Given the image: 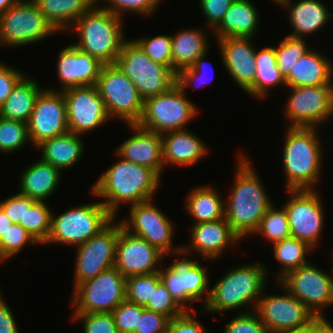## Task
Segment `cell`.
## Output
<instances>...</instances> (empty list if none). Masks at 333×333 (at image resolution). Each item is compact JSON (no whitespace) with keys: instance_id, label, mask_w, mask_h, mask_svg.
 I'll use <instances>...</instances> for the list:
<instances>
[{"instance_id":"39","label":"cell","mask_w":333,"mask_h":333,"mask_svg":"<svg viewBox=\"0 0 333 333\" xmlns=\"http://www.w3.org/2000/svg\"><path fill=\"white\" fill-rule=\"evenodd\" d=\"M252 235H261L263 238H267L271 244L290 237L291 233L285 207L282 205L280 209H277L273 203L267 209L257 230Z\"/></svg>"},{"instance_id":"49","label":"cell","mask_w":333,"mask_h":333,"mask_svg":"<svg viewBox=\"0 0 333 333\" xmlns=\"http://www.w3.org/2000/svg\"><path fill=\"white\" fill-rule=\"evenodd\" d=\"M71 319H81L82 333H119L112 313L72 314Z\"/></svg>"},{"instance_id":"58","label":"cell","mask_w":333,"mask_h":333,"mask_svg":"<svg viewBox=\"0 0 333 333\" xmlns=\"http://www.w3.org/2000/svg\"><path fill=\"white\" fill-rule=\"evenodd\" d=\"M19 0H0V17L11 6L16 4Z\"/></svg>"},{"instance_id":"18","label":"cell","mask_w":333,"mask_h":333,"mask_svg":"<svg viewBox=\"0 0 333 333\" xmlns=\"http://www.w3.org/2000/svg\"><path fill=\"white\" fill-rule=\"evenodd\" d=\"M115 220L118 219L114 218L97 235L76 246L73 289L78 284L114 267L120 221Z\"/></svg>"},{"instance_id":"33","label":"cell","mask_w":333,"mask_h":333,"mask_svg":"<svg viewBox=\"0 0 333 333\" xmlns=\"http://www.w3.org/2000/svg\"><path fill=\"white\" fill-rule=\"evenodd\" d=\"M185 200V210L194 219L193 224L225 218V200L211 185L190 189Z\"/></svg>"},{"instance_id":"54","label":"cell","mask_w":333,"mask_h":333,"mask_svg":"<svg viewBox=\"0 0 333 333\" xmlns=\"http://www.w3.org/2000/svg\"><path fill=\"white\" fill-rule=\"evenodd\" d=\"M24 76L23 72L19 71V69L12 68L0 61V107Z\"/></svg>"},{"instance_id":"43","label":"cell","mask_w":333,"mask_h":333,"mask_svg":"<svg viewBox=\"0 0 333 333\" xmlns=\"http://www.w3.org/2000/svg\"><path fill=\"white\" fill-rule=\"evenodd\" d=\"M38 244L36 240L20 224L12 223L9 229L0 238V262L5 264L15 255L22 252L28 245Z\"/></svg>"},{"instance_id":"16","label":"cell","mask_w":333,"mask_h":333,"mask_svg":"<svg viewBox=\"0 0 333 333\" xmlns=\"http://www.w3.org/2000/svg\"><path fill=\"white\" fill-rule=\"evenodd\" d=\"M289 88L285 118L288 127L319 128L333 117V84Z\"/></svg>"},{"instance_id":"41","label":"cell","mask_w":333,"mask_h":333,"mask_svg":"<svg viewBox=\"0 0 333 333\" xmlns=\"http://www.w3.org/2000/svg\"><path fill=\"white\" fill-rule=\"evenodd\" d=\"M30 142L27 123L0 117V152L15 153Z\"/></svg>"},{"instance_id":"28","label":"cell","mask_w":333,"mask_h":333,"mask_svg":"<svg viewBox=\"0 0 333 333\" xmlns=\"http://www.w3.org/2000/svg\"><path fill=\"white\" fill-rule=\"evenodd\" d=\"M319 52L311 48L292 66L286 87L333 84V64Z\"/></svg>"},{"instance_id":"51","label":"cell","mask_w":333,"mask_h":333,"mask_svg":"<svg viewBox=\"0 0 333 333\" xmlns=\"http://www.w3.org/2000/svg\"><path fill=\"white\" fill-rule=\"evenodd\" d=\"M235 0H198L201 11L207 20V28L213 31L224 19L225 14Z\"/></svg>"},{"instance_id":"52","label":"cell","mask_w":333,"mask_h":333,"mask_svg":"<svg viewBox=\"0 0 333 333\" xmlns=\"http://www.w3.org/2000/svg\"><path fill=\"white\" fill-rule=\"evenodd\" d=\"M169 321L165 315L144 308L134 333H165Z\"/></svg>"},{"instance_id":"14","label":"cell","mask_w":333,"mask_h":333,"mask_svg":"<svg viewBox=\"0 0 333 333\" xmlns=\"http://www.w3.org/2000/svg\"><path fill=\"white\" fill-rule=\"evenodd\" d=\"M183 257L185 258L175 259L165 269L160 267L158 271L160 280L168 289L174 301L185 311L196 312V309L192 307V310H190L189 305L204 300L201 301L203 303V305L201 304V311L208 301L210 293L208 270L198 263V260Z\"/></svg>"},{"instance_id":"38","label":"cell","mask_w":333,"mask_h":333,"mask_svg":"<svg viewBox=\"0 0 333 333\" xmlns=\"http://www.w3.org/2000/svg\"><path fill=\"white\" fill-rule=\"evenodd\" d=\"M45 201L25 196L24 223H19L36 240L38 245L47 242L51 231L52 210Z\"/></svg>"},{"instance_id":"50","label":"cell","mask_w":333,"mask_h":333,"mask_svg":"<svg viewBox=\"0 0 333 333\" xmlns=\"http://www.w3.org/2000/svg\"><path fill=\"white\" fill-rule=\"evenodd\" d=\"M223 330L224 333H270L254 311L235 315Z\"/></svg>"},{"instance_id":"53","label":"cell","mask_w":333,"mask_h":333,"mask_svg":"<svg viewBox=\"0 0 333 333\" xmlns=\"http://www.w3.org/2000/svg\"><path fill=\"white\" fill-rule=\"evenodd\" d=\"M192 314L190 311H185L182 315L171 319L165 333H207L201 325L202 322L195 318V313Z\"/></svg>"},{"instance_id":"29","label":"cell","mask_w":333,"mask_h":333,"mask_svg":"<svg viewBox=\"0 0 333 333\" xmlns=\"http://www.w3.org/2000/svg\"><path fill=\"white\" fill-rule=\"evenodd\" d=\"M259 16L251 0H235L211 35H215L216 40L225 37L254 38L260 26Z\"/></svg>"},{"instance_id":"35","label":"cell","mask_w":333,"mask_h":333,"mask_svg":"<svg viewBox=\"0 0 333 333\" xmlns=\"http://www.w3.org/2000/svg\"><path fill=\"white\" fill-rule=\"evenodd\" d=\"M38 9L57 32H63L87 12L94 0H34Z\"/></svg>"},{"instance_id":"7","label":"cell","mask_w":333,"mask_h":333,"mask_svg":"<svg viewBox=\"0 0 333 333\" xmlns=\"http://www.w3.org/2000/svg\"><path fill=\"white\" fill-rule=\"evenodd\" d=\"M114 217L100 201L70 207L60 215L52 212L51 231L47 244L78 246L104 229Z\"/></svg>"},{"instance_id":"27","label":"cell","mask_w":333,"mask_h":333,"mask_svg":"<svg viewBox=\"0 0 333 333\" xmlns=\"http://www.w3.org/2000/svg\"><path fill=\"white\" fill-rule=\"evenodd\" d=\"M278 5L284 11L288 10L289 24L293 27L292 33L288 35L292 37L305 38L307 34L318 32L333 17L322 0H299L296 3L293 0H281Z\"/></svg>"},{"instance_id":"24","label":"cell","mask_w":333,"mask_h":333,"mask_svg":"<svg viewBox=\"0 0 333 333\" xmlns=\"http://www.w3.org/2000/svg\"><path fill=\"white\" fill-rule=\"evenodd\" d=\"M252 39L225 37L216 42L226 72L245 92L254 84L256 77V49Z\"/></svg>"},{"instance_id":"48","label":"cell","mask_w":333,"mask_h":333,"mask_svg":"<svg viewBox=\"0 0 333 333\" xmlns=\"http://www.w3.org/2000/svg\"><path fill=\"white\" fill-rule=\"evenodd\" d=\"M144 306L127 300L119 304L111 313L119 333H134L142 316Z\"/></svg>"},{"instance_id":"37","label":"cell","mask_w":333,"mask_h":333,"mask_svg":"<svg viewBox=\"0 0 333 333\" xmlns=\"http://www.w3.org/2000/svg\"><path fill=\"white\" fill-rule=\"evenodd\" d=\"M272 246L274 258L281 265V269H278L280 270L278 275H275V282H278L288 272L308 264L307 253L309 254L313 250L306 242L291 236L274 243Z\"/></svg>"},{"instance_id":"8","label":"cell","mask_w":333,"mask_h":333,"mask_svg":"<svg viewBox=\"0 0 333 333\" xmlns=\"http://www.w3.org/2000/svg\"><path fill=\"white\" fill-rule=\"evenodd\" d=\"M115 64L134 83L143 100L165 93L176 84L177 74L152 61L133 39L123 43Z\"/></svg>"},{"instance_id":"9","label":"cell","mask_w":333,"mask_h":333,"mask_svg":"<svg viewBox=\"0 0 333 333\" xmlns=\"http://www.w3.org/2000/svg\"><path fill=\"white\" fill-rule=\"evenodd\" d=\"M196 107L175 84L169 91L144 100L142 116L137 125L160 135L186 129V125L199 113Z\"/></svg>"},{"instance_id":"20","label":"cell","mask_w":333,"mask_h":333,"mask_svg":"<svg viewBox=\"0 0 333 333\" xmlns=\"http://www.w3.org/2000/svg\"><path fill=\"white\" fill-rule=\"evenodd\" d=\"M62 92L66 103L69 132L84 135L111 119L96 85L73 87Z\"/></svg>"},{"instance_id":"55","label":"cell","mask_w":333,"mask_h":333,"mask_svg":"<svg viewBox=\"0 0 333 333\" xmlns=\"http://www.w3.org/2000/svg\"><path fill=\"white\" fill-rule=\"evenodd\" d=\"M0 207L13 223H24L25 196L17 192L11 197L2 200V202L0 201Z\"/></svg>"},{"instance_id":"22","label":"cell","mask_w":333,"mask_h":333,"mask_svg":"<svg viewBox=\"0 0 333 333\" xmlns=\"http://www.w3.org/2000/svg\"><path fill=\"white\" fill-rule=\"evenodd\" d=\"M190 230L189 244L181 245V256L197 251L204 259L217 260L230 244L241 241L225 218L193 224Z\"/></svg>"},{"instance_id":"34","label":"cell","mask_w":333,"mask_h":333,"mask_svg":"<svg viewBox=\"0 0 333 333\" xmlns=\"http://www.w3.org/2000/svg\"><path fill=\"white\" fill-rule=\"evenodd\" d=\"M256 77L254 84L246 91L251 97L265 99L269 90L287 86L286 79L277 66L275 46H266L255 53ZM273 88V89H272Z\"/></svg>"},{"instance_id":"1","label":"cell","mask_w":333,"mask_h":333,"mask_svg":"<svg viewBox=\"0 0 333 333\" xmlns=\"http://www.w3.org/2000/svg\"><path fill=\"white\" fill-rule=\"evenodd\" d=\"M240 154L236 158L234 185L227 201L225 200V219L243 240L257 230L273 201L265 190L252 160L243 155V152Z\"/></svg>"},{"instance_id":"31","label":"cell","mask_w":333,"mask_h":333,"mask_svg":"<svg viewBox=\"0 0 333 333\" xmlns=\"http://www.w3.org/2000/svg\"><path fill=\"white\" fill-rule=\"evenodd\" d=\"M82 135L72 132L44 140L35 149L41 151V159L59 169L75 167L85 151Z\"/></svg>"},{"instance_id":"4","label":"cell","mask_w":333,"mask_h":333,"mask_svg":"<svg viewBox=\"0 0 333 333\" xmlns=\"http://www.w3.org/2000/svg\"><path fill=\"white\" fill-rule=\"evenodd\" d=\"M286 129L282 151L286 190L316 189L324 158L319 128Z\"/></svg>"},{"instance_id":"26","label":"cell","mask_w":333,"mask_h":333,"mask_svg":"<svg viewBox=\"0 0 333 333\" xmlns=\"http://www.w3.org/2000/svg\"><path fill=\"white\" fill-rule=\"evenodd\" d=\"M162 136L163 164L193 166L207 156L208 147L188 128L167 132Z\"/></svg>"},{"instance_id":"40","label":"cell","mask_w":333,"mask_h":333,"mask_svg":"<svg viewBox=\"0 0 333 333\" xmlns=\"http://www.w3.org/2000/svg\"><path fill=\"white\" fill-rule=\"evenodd\" d=\"M306 42L304 38L286 35L275 47L277 66L284 78L290 74L292 66L311 49Z\"/></svg>"},{"instance_id":"44","label":"cell","mask_w":333,"mask_h":333,"mask_svg":"<svg viewBox=\"0 0 333 333\" xmlns=\"http://www.w3.org/2000/svg\"><path fill=\"white\" fill-rule=\"evenodd\" d=\"M145 54L154 62L172 69L171 35H157L133 39Z\"/></svg>"},{"instance_id":"17","label":"cell","mask_w":333,"mask_h":333,"mask_svg":"<svg viewBox=\"0 0 333 333\" xmlns=\"http://www.w3.org/2000/svg\"><path fill=\"white\" fill-rule=\"evenodd\" d=\"M289 199L283 206L291 237L306 242L313 249L319 245L324 227V207L316 189L287 190ZM323 207V208H322Z\"/></svg>"},{"instance_id":"56","label":"cell","mask_w":333,"mask_h":333,"mask_svg":"<svg viewBox=\"0 0 333 333\" xmlns=\"http://www.w3.org/2000/svg\"><path fill=\"white\" fill-rule=\"evenodd\" d=\"M14 313L0 290V333H19Z\"/></svg>"},{"instance_id":"3","label":"cell","mask_w":333,"mask_h":333,"mask_svg":"<svg viewBox=\"0 0 333 333\" xmlns=\"http://www.w3.org/2000/svg\"><path fill=\"white\" fill-rule=\"evenodd\" d=\"M267 267L256 262L229 269L210 288L208 301L202 311L207 314H224L235 309H240L238 313L253 312L258 299L266 290Z\"/></svg>"},{"instance_id":"2","label":"cell","mask_w":333,"mask_h":333,"mask_svg":"<svg viewBox=\"0 0 333 333\" xmlns=\"http://www.w3.org/2000/svg\"><path fill=\"white\" fill-rule=\"evenodd\" d=\"M161 178L147 167L124 159L112 164L91 186L90 193L103 198L107 211L117 218L124 203L130 206L153 199Z\"/></svg>"},{"instance_id":"21","label":"cell","mask_w":333,"mask_h":333,"mask_svg":"<svg viewBox=\"0 0 333 333\" xmlns=\"http://www.w3.org/2000/svg\"><path fill=\"white\" fill-rule=\"evenodd\" d=\"M166 257L145 239L139 238L122 228L116 244L114 267L124 277L156 273ZM161 262V263H160ZM159 264V265H158ZM158 267V268H157Z\"/></svg>"},{"instance_id":"46","label":"cell","mask_w":333,"mask_h":333,"mask_svg":"<svg viewBox=\"0 0 333 333\" xmlns=\"http://www.w3.org/2000/svg\"><path fill=\"white\" fill-rule=\"evenodd\" d=\"M104 1L106 6H102L107 9L111 13L124 18L123 14L125 12H130L133 14H139L140 16L148 17L152 15L158 8L159 3L161 5V1L163 0H99Z\"/></svg>"},{"instance_id":"11","label":"cell","mask_w":333,"mask_h":333,"mask_svg":"<svg viewBox=\"0 0 333 333\" xmlns=\"http://www.w3.org/2000/svg\"><path fill=\"white\" fill-rule=\"evenodd\" d=\"M110 118L137 124L143 112L144 100L130 78L116 64L103 65L96 82Z\"/></svg>"},{"instance_id":"19","label":"cell","mask_w":333,"mask_h":333,"mask_svg":"<svg viewBox=\"0 0 333 333\" xmlns=\"http://www.w3.org/2000/svg\"><path fill=\"white\" fill-rule=\"evenodd\" d=\"M27 128L30 144L35 148L44 140L69 132L62 91L44 88L39 93Z\"/></svg>"},{"instance_id":"30","label":"cell","mask_w":333,"mask_h":333,"mask_svg":"<svg viewBox=\"0 0 333 333\" xmlns=\"http://www.w3.org/2000/svg\"><path fill=\"white\" fill-rule=\"evenodd\" d=\"M61 171L41 158L23 170L19 177V191L36 201H46L59 187Z\"/></svg>"},{"instance_id":"6","label":"cell","mask_w":333,"mask_h":333,"mask_svg":"<svg viewBox=\"0 0 333 333\" xmlns=\"http://www.w3.org/2000/svg\"><path fill=\"white\" fill-rule=\"evenodd\" d=\"M282 295L262 294L254 312L270 333H332L280 283Z\"/></svg>"},{"instance_id":"5","label":"cell","mask_w":333,"mask_h":333,"mask_svg":"<svg viewBox=\"0 0 333 333\" xmlns=\"http://www.w3.org/2000/svg\"><path fill=\"white\" fill-rule=\"evenodd\" d=\"M123 19L95 3L68 30L78 37L72 44L104 65L115 64L127 40Z\"/></svg>"},{"instance_id":"15","label":"cell","mask_w":333,"mask_h":333,"mask_svg":"<svg viewBox=\"0 0 333 333\" xmlns=\"http://www.w3.org/2000/svg\"><path fill=\"white\" fill-rule=\"evenodd\" d=\"M154 199L132 205L129 209V219L120 221L127 232L145 239L164 256L172 253L181 255V246H174V229L176 226L171 219L160 210Z\"/></svg>"},{"instance_id":"32","label":"cell","mask_w":333,"mask_h":333,"mask_svg":"<svg viewBox=\"0 0 333 333\" xmlns=\"http://www.w3.org/2000/svg\"><path fill=\"white\" fill-rule=\"evenodd\" d=\"M205 34L202 28H189L171 35L172 70L176 74L181 69L190 67L201 55L209 51V34Z\"/></svg>"},{"instance_id":"47","label":"cell","mask_w":333,"mask_h":333,"mask_svg":"<svg viewBox=\"0 0 333 333\" xmlns=\"http://www.w3.org/2000/svg\"><path fill=\"white\" fill-rule=\"evenodd\" d=\"M144 308L160 313L170 320L182 315L185 310L171 297L168 289L160 281Z\"/></svg>"},{"instance_id":"36","label":"cell","mask_w":333,"mask_h":333,"mask_svg":"<svg viewBox=\"0 0 333 333\" xmlns=\"http://www.w3.org/2000/svg\"><path fill=\"white\" fill-rule=\"evenodd\" d=\"M41 88L36 80L25 75L0 107V117L28 123Z\"/></svg>"},{"instance_id":"25","label":"cell","mask_w":333,"mask_h":333,"mask_svg":"<svg viewBox=\"0 0 333 333\" xmlns=\"http://www.w3.org/2000/svg\"><path fill=\"white\" fill-rule=\"evenodd\" d=\"M133 135L116 149L118 157L152 169L160 178L164 170L162 136L143 129L137 124H128Z\"/></svg>"},{"instance_id":"23","label":"cell","mask_w":333,"mask_h":333,"mask_svg":"<svg viewBox=\"0 0 333 333\" xmlns=\"http://www.w3.org/2000/svg\"><path fill=\"white\" fill-rule=\"evenodd\" d=\"M103 65L98 59L71 43L61 49L57 58V75L62 88L48 89L64 91L73 87L96 85Z\"/></svg>"},{"instance_id":"12","label":"cell","mask_w":333,"mask_h":333,"mask_svg":"<svg viewBox=\"0 0 333 333\" xmlns=\"http://www.w3.org/2000/svg\"><path fill=\"white\" fill-rule=\"evenodd\" d=\"M126 300V277L112 267L78 284L72 293V314L111 313Z\"/></svg>"},{"instance_id":"45","label":"cell","mask_w":333,"mask_h":333,"mask_svg":"<svg viewBox=\"0 0 333 333\" xmlns=\"http://www.w3.org/2000/svg\"><path fill=\"white\" fill-rule=\"evenodd\" d=\"M208 55V52L201 55L190 67H186L181 69L177 73V80L176 84L186 93V89L189 87H203L207 82H210L211 80L207 77V72H209L210 67L209 64L207 66V63L204 62L206 57ZM205 58V59H204ZM212 67V64H210ZM209 67V68H208ZM208 68V69H207ZM212 69V68H211ZM210 73V72H209ZM214 71H212V77H213ZM209 76V74H208ZM205 78L207 80H205ZM213 79V78H212ZM210 80V81H209ZM198 83V85H197ZM194 85V86H193Z\"/></svg>"},{"instance_id":"10","label":"cell","mask_w":333,"mask_h":333,"mask_svg":"<svg viewBox=\"0 0 333 333\" xmlns=\"http://www.w3.org/2000/svg\"><path fill=\"white\" fill-rule=\"evenodd\" d=\"M325 272L313 263H308L288 272L276 284L280 283L286 288L333 333V324L322 312L325 306H333V273L330 276Z\"/></svg>"},{"instance_id":"59","label":"cell","mask_w":333,"mask_h":333,"mask_svg":"<svg viewBox=\"0 0 333 333\" xmlns=\"http://www.w3.org/2000/svg\"><path fill=\"white\" fill-rule=\"evenodd\" d=\"M272 2L274 1V3L276 2V4H278L281 0H271Z\"/></svg>"},{"instance_id":"42","label":"cell","mask_w":333,"mask_h":333,"mask_svg":"<svg viewBox=\"0 0 333 333\" xmlns=\"http://www.w3.org/2000/svg\"><path fill=\"white\" fill-rule=\"evenodd\" d=\"M160 281L159 272L126 277V300L145 306Z\"/></svg>"},{"instance_id":"13","label":"cell","mask_w":333,"mask_h":333,"mask_svg":"<svg viewBox=\"0 0 333 333\" xmlns=\"http://www.w3.org/2000/svg\"><path fill=\"white\" fill-rule=\"evenodd\" d=\"M55 33L34 1H18L0 17V46L31 45Z\"/></svg>"},{"instance_id":"57","label":"cell","mask_w":333,"mask_h":333,"mask_svg":"<svg viewBox=\"0 0 333 333\" xmlns=\"http://www.w3.org/2000/svg\"><path fill=\"white\" fill-rule=\"evenodd\" d=\"M13 222L5 214L4 210L0 207V238L9 229Z\"/></svg>"}]
</instances>
